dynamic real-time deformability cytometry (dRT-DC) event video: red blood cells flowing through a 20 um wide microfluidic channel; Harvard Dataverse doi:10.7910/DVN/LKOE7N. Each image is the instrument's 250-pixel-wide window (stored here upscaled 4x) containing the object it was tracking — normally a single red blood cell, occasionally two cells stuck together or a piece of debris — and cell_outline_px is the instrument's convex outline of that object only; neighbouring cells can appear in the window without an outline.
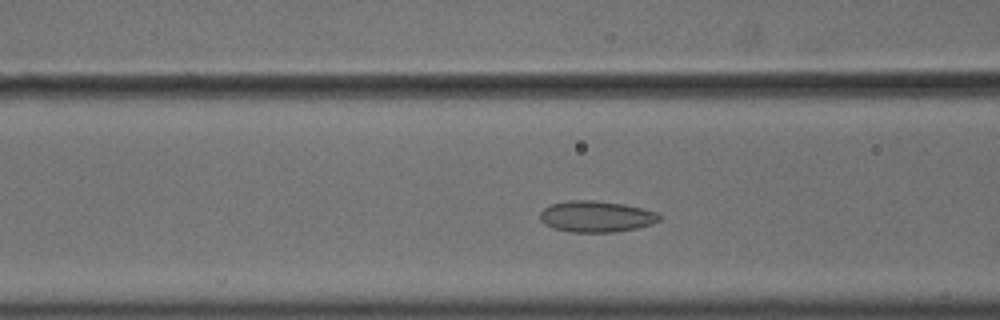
{"species": "common noctule bat (a hibernating species)", "species_latin": "Nyctalus noctula", "temperature_condition": "cold", "stored_images_in_passage": 42, "camera_frame_rate_fps": 3000, "um_per_image_px": 0.085, "animal": {"sex": "male", "body_mass_g": 18.8}, "frame": {"image": 1, "passage_image": 8, "time_ms": 2.333, "image_size_px": [1000, 320], "cell_outline_px": [[660, 220], [652, 224], [636, 228], [612, 232], [572, 232], [552, 228], [544, 224], [540, 220], [540, 212], [544, 208], [552, 204], [568, 200], [596, 200], [624, 204], [656, 212], [660, 216]], "centroid_in_image_um": [50.65, 18.4], "position_along_channel_um": 116.0, "area_um2": 21.68}}
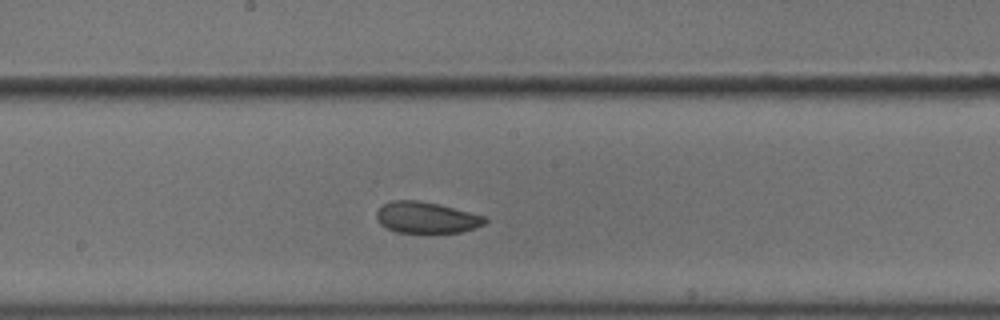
{"frame": {"image": 2, "passage_image": 16, "time_ms": 5.0, "image_size_px": [1000, 320], "cell_outline_px": [[488, 220], [484, 224], [460, 232], [396, 232], [380, 224], [376, 220], [376, 212], [384, 204], [392, 200], [416, 200], [436, 204], [484, 216]], "centroid_in_image_um": [36.19, 18.49], "position_along_channel_um": 212.0, "area_um2": 19.31}}
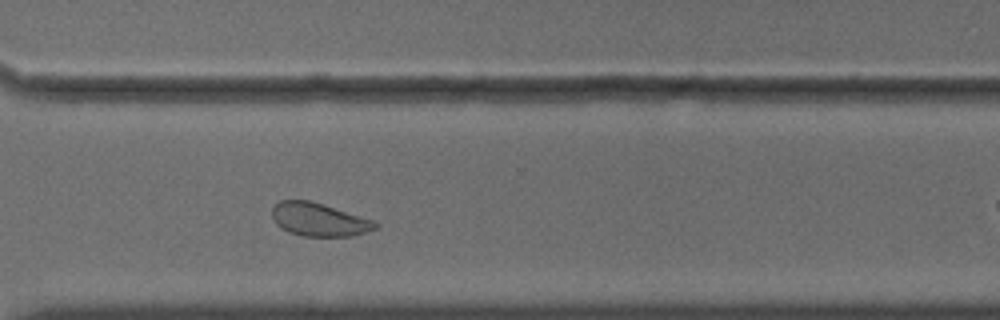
{"frame": {"image": 3, "passage_image": 27, "time_ms": 8.667, "image_size_px": [1000, 320], "cell_outline_px": [[380, 228], [368, 232], [352, 236], [304, 236], [288, 232], [280, 228], [272, 220], [272, 208], [280, 200], [308, 200], [376, 220], [380, 224]], "centroid_in_image_um": [27.16, 18.68], "position_along_channel_um": 343.4, "area_um2": 20.29}, "authors_computed_cell_mechanics": {"area_um2": 21.2704, "velocity_mm_per_s": 3.5925, "shape_relaxation_time_tau1_ms": null, "shape_relaxation_time_tau2_ms": 1.6289, "deformation_change_tau1": null, "deformation_change_tau2": 0.0691}}